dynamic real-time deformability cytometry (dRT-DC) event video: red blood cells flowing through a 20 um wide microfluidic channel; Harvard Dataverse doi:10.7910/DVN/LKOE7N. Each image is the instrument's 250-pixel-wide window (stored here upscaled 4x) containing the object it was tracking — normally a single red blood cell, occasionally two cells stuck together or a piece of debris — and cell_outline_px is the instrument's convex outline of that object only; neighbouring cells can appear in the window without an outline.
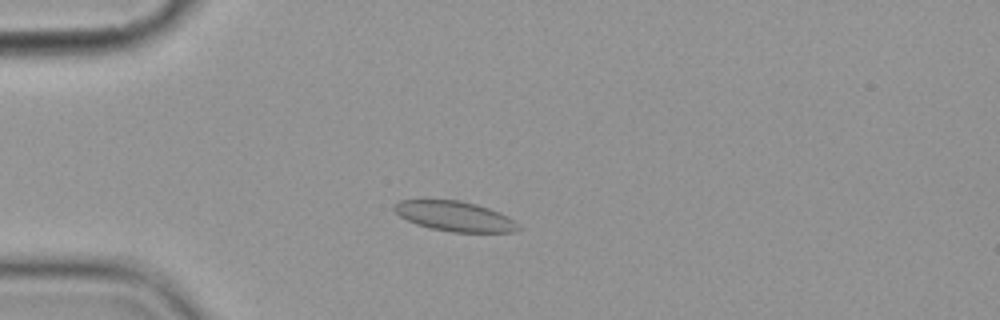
{"species": "common noctule bat (a hibernating species)", "species_latin": "Nyctalus noctula", "temperature_condition": "cold", "stored_images_in_passage": 9, "camera_frame_rate_fps": 3000, "um_per_image_px": 0.085, "animal": {"sex": "female", "body_mass_g": 19.9}, "frame": {"image": 1, "passage_image": 3, "time_ms": 2.667, "image_size_px": [1000, 320], "cell_outline_px": [[520, 228], [516, 232], [452, 232], [428, 228], [416, 224], [400, 216], [392, 208], [392, 204], [400, 200], [424, 196], [460, 200], [476, 204], [500, 212], [508, 216], [520, 224]], "centroid_in_image_um": [38.58, 18.33], "position_along_channel_um": 46.4, "area_um2": 22.72}}
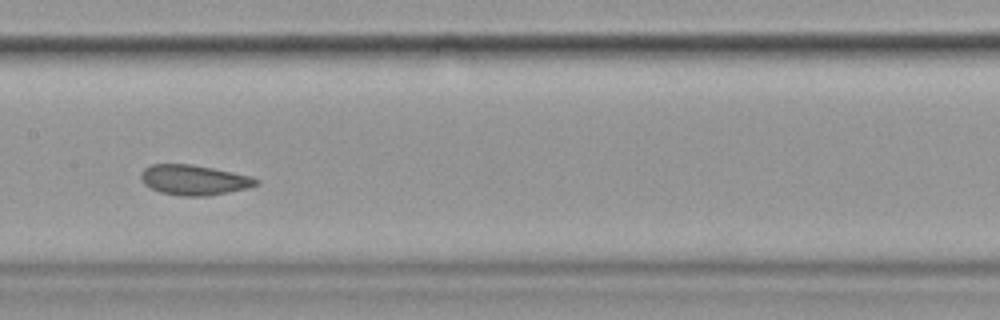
{"frame": {"image": 2, "passage_image": 7, "time_ms": 7.333, "image_size_px": [1000, 320], "cell_outline_px": [[260, 184], [248, 188], [208, 196], [180, 196], [160, 192], [144, 184], [140, 176], [144, 168], [152, 164], [192, 164], [252, 176], [260, 180]], "centroid_in_image_um": [16.52, 15.3], "position_along_channel_um": 190.9, "area_um2": 20.29}}
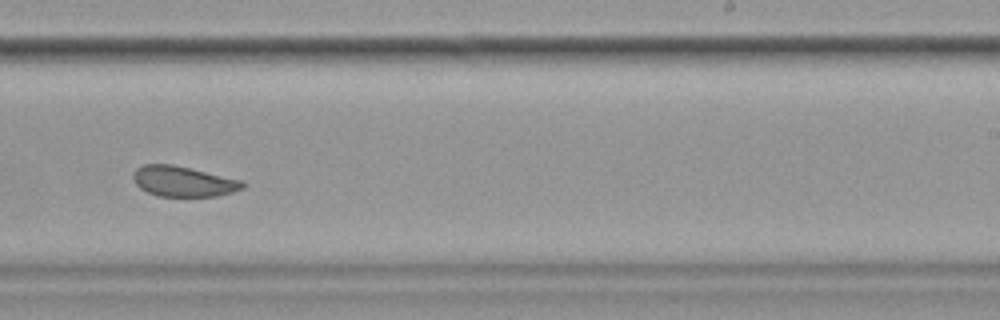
{"frame": {"image": 3, "passage_image": 9, "time_ms": 9.667, "image_size_px": [1000, 320], "cell_outline_px": [[248, 184], [244, 188], [232, 192], [216, 196], [156, 196], [140, 188], [136, 184], [132, 176], [136, 168], [144, 164], [172, 164], [244, 180]], "centroid_in_image_um": [15.61, 15.41], "position_along_channel_um": 273.4, "area_um2": 19.54}}